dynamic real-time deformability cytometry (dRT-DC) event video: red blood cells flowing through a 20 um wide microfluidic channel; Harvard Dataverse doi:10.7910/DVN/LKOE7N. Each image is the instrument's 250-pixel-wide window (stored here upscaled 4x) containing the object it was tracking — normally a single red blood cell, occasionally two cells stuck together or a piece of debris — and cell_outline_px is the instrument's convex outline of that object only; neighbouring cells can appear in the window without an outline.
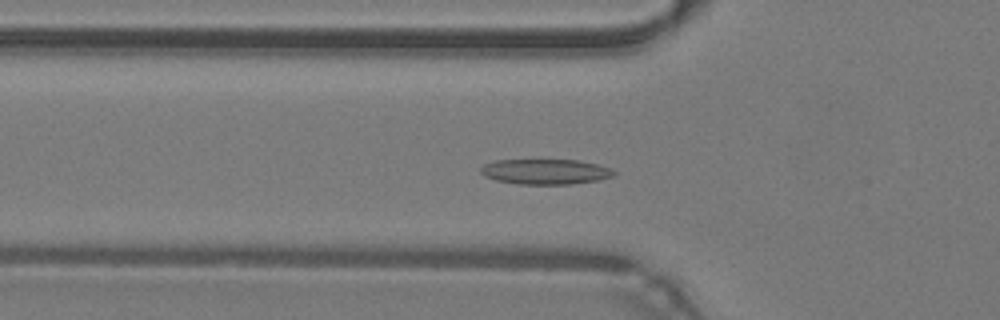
{"species": "common noctule bat (a hibernating species)", "species_latin": "Nyctalus noctula", "temperature_condition": "warm", "stored_images_in_passage": 50, "camera_frame_rate_fps": 3000, "um_per_image_px": 0.085, "animal": {"sex": "male", "body_mass_g": 19.2, "forearm_length_mm": 51.8}, "frame": {"image": 1, "passage_image": 17, "time_ms": 5.333, "image_size_px": [1000, 320], "cell_outline_px": [[616, 172], [612, 176], [596, 180], [572, 184], [516, 184], [496, 180], [484, 176], [480, 172], [480, 168], [484, 164], [496, 160], [576, 160], [596, 164], [608, 168]], "centroid_in_image_um": [46.29, 14.59], "position_along_channel_um": 79.5, "area_um2": 19.42}}
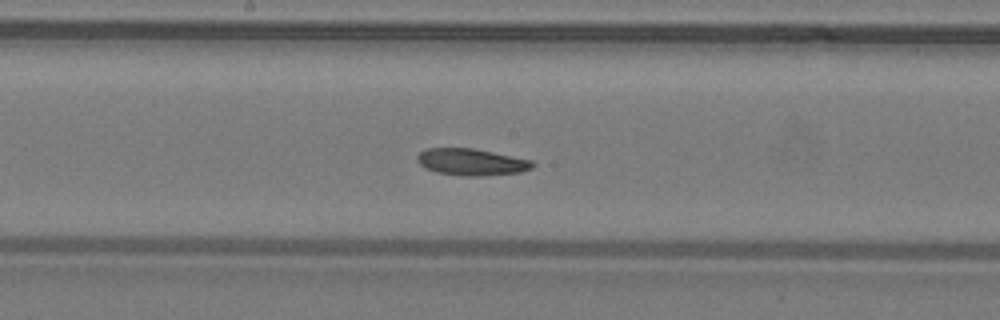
{"frame": {"image": 2, "passage_image": 26, "time_ms": 8.333, "image_size_px": [1000, 320], "cell_outline_px": [[536, 164], [532, 168], [520, 172], [484, 176], [464, 176], [436, 172], [424, 168], [416, 160], [416, 156], [424, 148], [472, 148], [532, 160]], "centroid_in_image_um": [40.05, 13.77], "position_along_channel_um": 208.2, "area_um2": 18.09}}
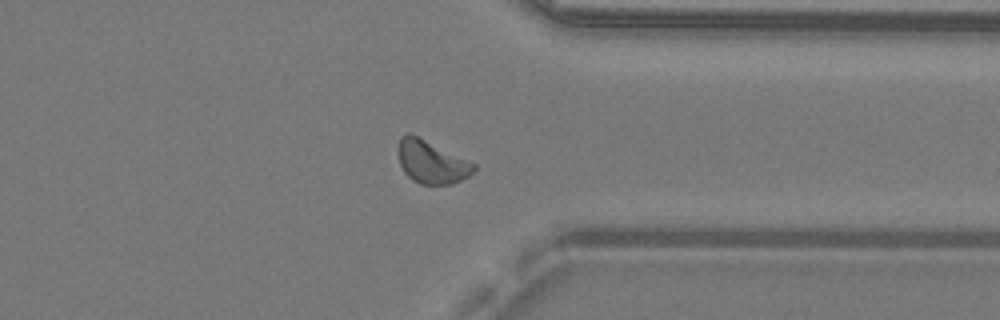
{"frame": {"image": 3, "passage_image": 38, "time_ms": 12.333, "image_size_px": [1000, 320], "cell_outline_px": [[476, 168], [468, 176], [452, 184], [420, 184], [412, 180], [404, 172], [400, 164], [396, 152], [396, 148], [400, 136], [408, 132], [412, 132], [476, 164]], "centroid_in_image_um": [36.62, 13.72], "position_along_channel_um": 374.8, "area_um2": 19.31}}